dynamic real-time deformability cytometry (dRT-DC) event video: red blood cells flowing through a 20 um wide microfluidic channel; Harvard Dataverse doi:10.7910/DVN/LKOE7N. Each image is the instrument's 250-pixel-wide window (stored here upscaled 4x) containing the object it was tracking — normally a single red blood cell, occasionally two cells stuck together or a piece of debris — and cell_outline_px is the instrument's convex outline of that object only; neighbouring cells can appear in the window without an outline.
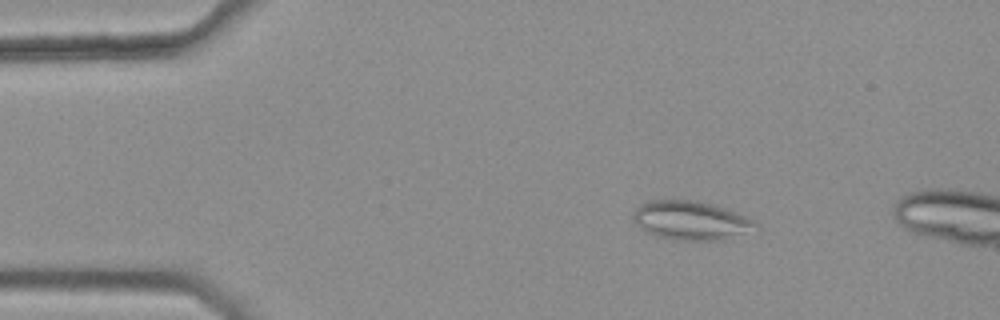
{"species": "common noctule bat (a hibernating species)", "species_latin": "Nyctalus noctula", "temperature_condition": "warm", "stored_images_in_passage": 11, "camera_frame_rate_fps": 3000, "um_per_image_px": 0.085, "animal": {"sex": "female", "body_mass_g": 25.1}, "frame": {"image": 1, "passage_image": 7, "time_ms": 2.0, "image_size_px": [1000, 320], "cell_outline_px": [[756, 224], [724, 240], [680, 240], [656, 236], [644, 232], [632, 220], [632, 212], [640, 204], [648, 200], [696, 200], [712, 204], [724, 208], [744, 216], [752, 220]], "centroid_in_image_um": [58.55, 18.72], "position_along_channel_um": 26.5, "area_um2": 27.17}}